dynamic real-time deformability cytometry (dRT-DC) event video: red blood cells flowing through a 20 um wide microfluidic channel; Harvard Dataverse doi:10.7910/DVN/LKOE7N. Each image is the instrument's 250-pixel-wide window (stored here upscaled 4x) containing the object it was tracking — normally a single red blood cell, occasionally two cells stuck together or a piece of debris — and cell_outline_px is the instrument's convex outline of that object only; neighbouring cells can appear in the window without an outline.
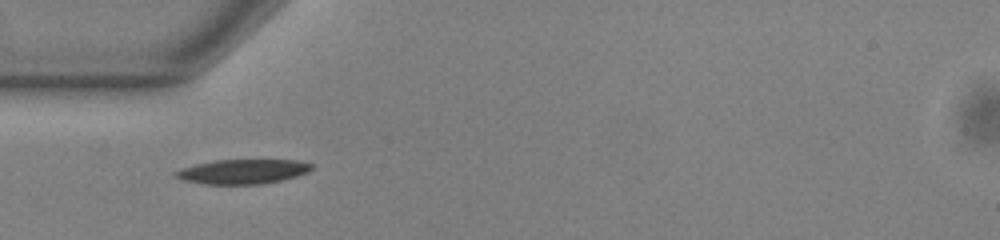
{"species": "common noctule bat (a hibernating species)", "species_latin": "Nyctalus noctula", "temperature_condition": "warm", "stored_images_in_passage": 38, "camera_frame_rate_fps": 3000, "um_per_image_px": 0.085, "animal": {"sex": "male", "body_mass_g": 13.0, "forearm_length_mm": 53.1}, "frame": {"image": 1, "passage_image": 1, "time_ms": 0.0, "image_size_px": [1000, 240], "cell_outline_px": [[312, 168], [308, 172], [296, 176], [280, 180], [260, 184], [204, 184], [184, 180], [172, 176], [172, 172], [180, 168], [196, 164], [216, 160], [300, 160], [312, 164]], "centroid_in_image_um": [20.58, 14.58], "position_along_channel_um": 64.4, "area_um2": 19.48}}
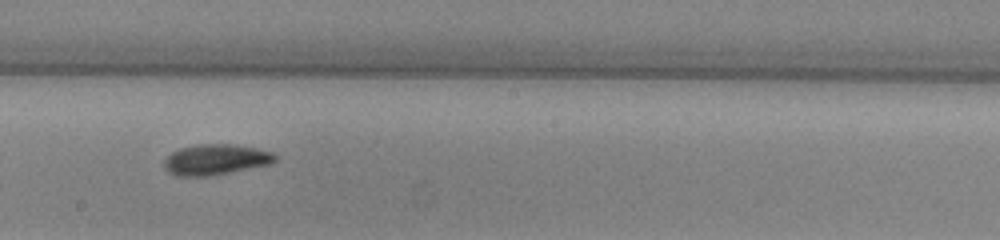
{"frame": {"image": 2, "passage_image": 14, "time_ms": 4.333, "image_size_px": [1000, 240], "cell_outline_px": [[276, 160], [272, 164], [212, 176], [176, 176], [168, 172], [164, 168], [164, 160], [172, 152], [180, 148], [200, 144], [232, 144], [256, 148], [272, 152], [276, 156]], "centroid_in_image_um": [18.34, 13.57], "position_along_channel_um": 229.9, "area_um2": 19.94}}
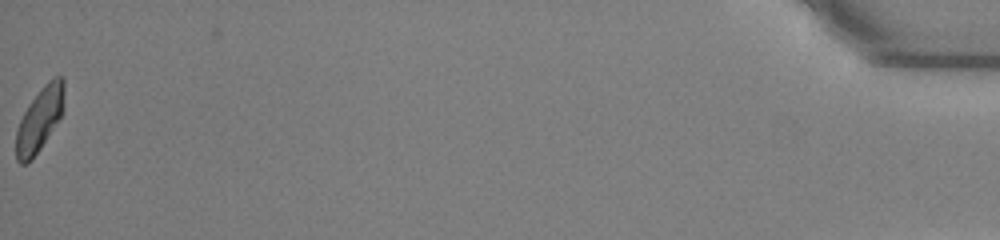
{"frame": {"image": 3, "passage_image": 38, "time_ms": 12.333, "image_size_px": [1000, 240], "cell_outline_px": [[64, 112], [32, 160], [28, 164], [20, 164], [16, 160], [16, 132], [20, 120], [28, 104], [44, 84], [48, 80], [56, 76], [64, 76]], "centroid_in_image_um": [3.38, 10.14], "position_along_channel_um": 431.8, "area_um2": 18.03}, "authors_computed_cell_mechanics": {"area_um2": 18.8428, "velocity_mm_per_s": 3.8475, "shape_relaxation_time_tau1_ms": 2.6721, "shape_relaxation_time_tau2_ms": 7.3056, "deformation_change_tau1": 0.1298, "deformation_change_tau2": 0.1266}}